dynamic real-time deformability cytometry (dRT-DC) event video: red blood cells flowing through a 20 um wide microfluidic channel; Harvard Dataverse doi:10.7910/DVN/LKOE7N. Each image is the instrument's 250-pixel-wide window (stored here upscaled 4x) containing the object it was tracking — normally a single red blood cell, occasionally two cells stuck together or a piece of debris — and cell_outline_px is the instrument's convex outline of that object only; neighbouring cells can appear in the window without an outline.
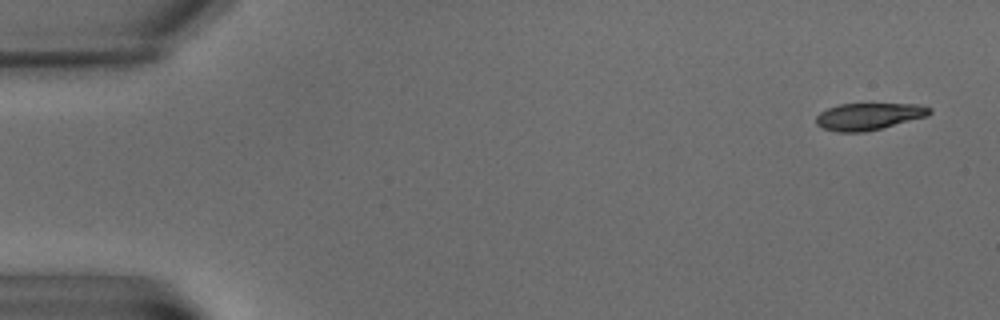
{"species": "common noctule bat (a hibernating species)", "species_latin": "Nyctalus noctula", "temperature_condition": "warm", "stored_images_in_passage": 10, "camera_frame_rate_fps": 3000, "um_per_image_px": 0.085, "animal": {"sex": "male", "body_mass_g": 15.6}, "frame": {"image": 1, "passage_image": 1, "time_ms": 0.0, "image_size_px": [1000, 320], "cell_outline_px": [[932, 112], [928, 116], [864, 132], [836, 132], [824, 128], [816, 124], [816, 116], [820, 112], [828, 108], [840, 104], [920, 104], [932, 108]], "centroid_in_image_um": [73.85, 9.89], "position_along_channel_um": 11.1, "area_um2": 17.74}}
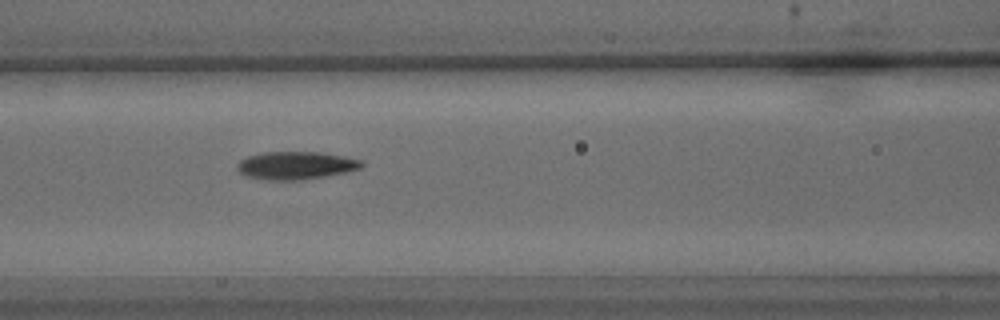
{"frame": {"image": 2, "passage_image": 9, "time_ms": 9.333, "image_size_px": [1000, 320], "cell_outline_px": [[364, 164], [360, 168], [344, 172], [324, 176], [300, 180], [268, 180], [244, 176], [236, 168], [236, 164], [240, 160], [248, 156], [264, 152], [320, 152], [344, 156], [364, 160]], "centroid_in_image_um": [25.13, 14.06], "position_along_channel_um": 141.5, "area_um2": 20.23}}
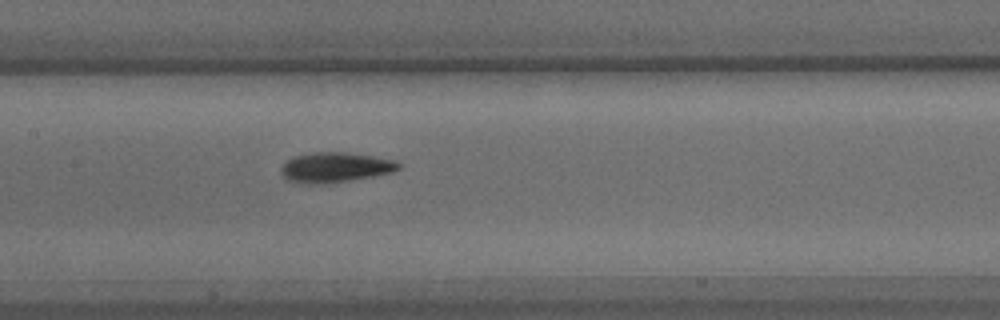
{"frame": {"image": 3, "passage_image": 10, "time_ms": 10.667, "image_size_px": [1000, 320], "cell_outline_px": [[400, 168], [392, 172], [372, 176], [328, 184], [304, 184], [288, 180], [280, 172], [280, 168], [288, 160], [296, 156], [312, 152], [344, 152], [372, 156], [396, 160], [400, 164]], "centroid_in_image_um": [28.48, 14.23], "position_along_channel_um": 178.9, "area_um2": 20.52}}